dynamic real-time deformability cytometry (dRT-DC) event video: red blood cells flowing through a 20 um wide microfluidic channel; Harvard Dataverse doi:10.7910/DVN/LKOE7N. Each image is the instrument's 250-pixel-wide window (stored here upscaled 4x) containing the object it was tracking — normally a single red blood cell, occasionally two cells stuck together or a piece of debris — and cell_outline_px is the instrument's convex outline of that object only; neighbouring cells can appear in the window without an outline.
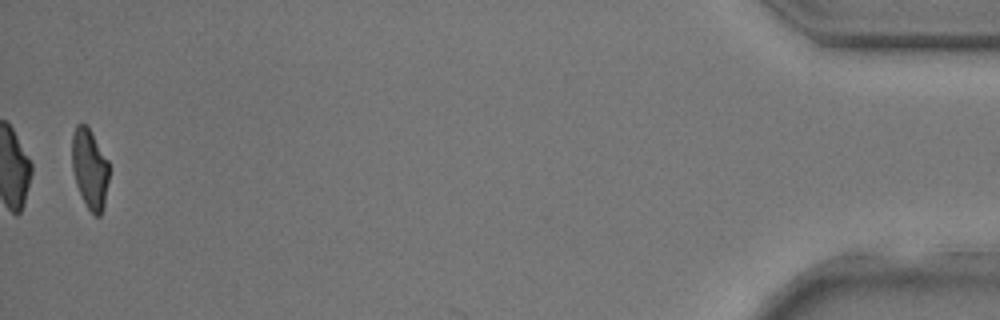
{"species": "common noctule bat (a hibernating species)", "species_latin": "Nyctalus noctula", "temperature_condition": "room temperature", "stored_images_in_passage": 39, "segment_of_instrument_passage": [2, 2], "camera_frame_rate_fps": 3000, "um_per_image_px": 0.085, "animal": {"sex": "male", "body_mass_g": 17.9, "forearm_length_mm": 54.2}, "frame": {"image": 1, "passage_image": 39, "time_ms": 12.667, "image_size_px": [1000, 320], "cell_outline_px": [[108, 180], [104, 208], [100, 216], [96, 216], [88, 208], [76, 184], [72, 168], [72, 136], [76, 124], [84, 124], [88, 128], [108, 160]], "centroid_in_image_um": [7.62, 14.36], "position_along_channel_um": 427.6, "area_um2": 16.94}}